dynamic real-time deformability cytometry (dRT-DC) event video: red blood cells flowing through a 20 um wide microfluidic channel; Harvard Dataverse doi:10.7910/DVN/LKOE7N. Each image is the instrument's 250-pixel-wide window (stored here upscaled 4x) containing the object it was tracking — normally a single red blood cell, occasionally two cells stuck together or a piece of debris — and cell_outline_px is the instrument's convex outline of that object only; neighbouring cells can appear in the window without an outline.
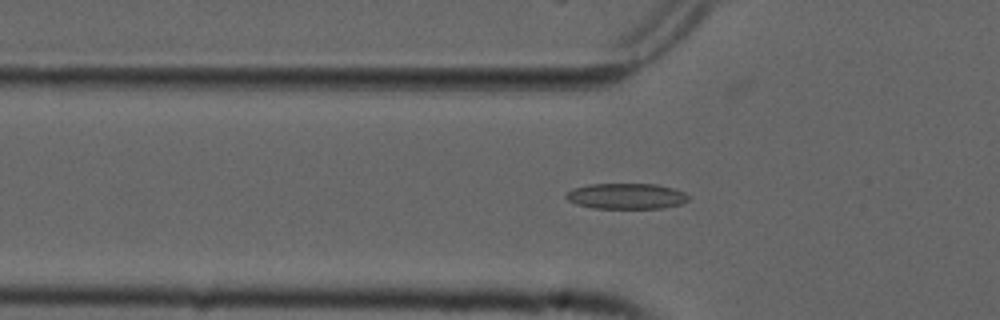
{"species": "common noctule bat (a hibernating species)", "species_latin": "Nyctalus noctula", "temperature_condition": "cold", "stored_images_in_passage": 36, "camera_frame_rate_fps": 3000, "um_per_image_px": 0.085, "animal": {"sex": "male", "forearm_length_mm": 52.5}, "frame": {"image": 1, "passage_image": 5, "time_ms": 1.333, "image_size_px": [1000, 320], "cell_outline_px": [[688, 200], [680, 204], [664, 208], [592, 208], [576, 204], [568, 200], [564, 196], [572, 188], [588, 184], [656, 184], [672, 188], [684, 192], [688, 196]], "centroid_in_image_um": [53.21, 16.67], "position_along_channel_um": 72.6, "area_um2": 18.32}}
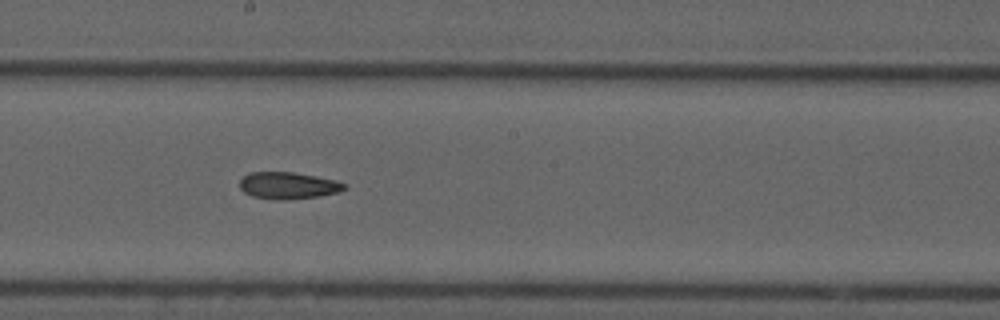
{"frame": {"image": 2, "passage_image": 17, "time_ms": 5.333, "image_size_px": [1000, 320], "cell_outline_px": [[348, 188], [340, 192], [320, 196], [284, 200], [280, 200], [252, 196], [244, 192], [240, 188], [240, 180], [244, 176], [252, 172], [292, 172], [336, 180], [348, 184]], "centroid_in_image_um": [24.54, 15.77], "position_along_channel_um": 223.7, "area_um2": 16.42}}
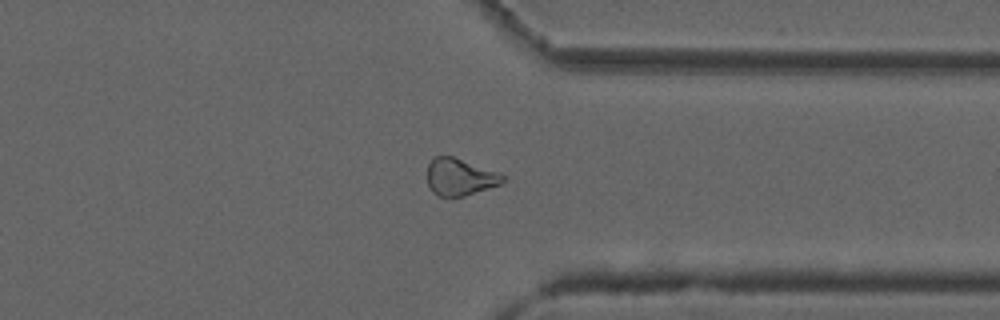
{"frame": {"image": 3, "passage_image": 29, "time_ms": 9.333, "image_size_px": [1000, 320], "cell_outline_px": [[508, 180], [500, 184], [464, 196], [436, 196], [432, 192], [428, 184], [428, 164], [432, 156], [452, 156], [500, 172]], "centroid_in_image_um": [39.1, 15.03], "position_along_channel_um": 372.3, "area_um2": 16.42}}